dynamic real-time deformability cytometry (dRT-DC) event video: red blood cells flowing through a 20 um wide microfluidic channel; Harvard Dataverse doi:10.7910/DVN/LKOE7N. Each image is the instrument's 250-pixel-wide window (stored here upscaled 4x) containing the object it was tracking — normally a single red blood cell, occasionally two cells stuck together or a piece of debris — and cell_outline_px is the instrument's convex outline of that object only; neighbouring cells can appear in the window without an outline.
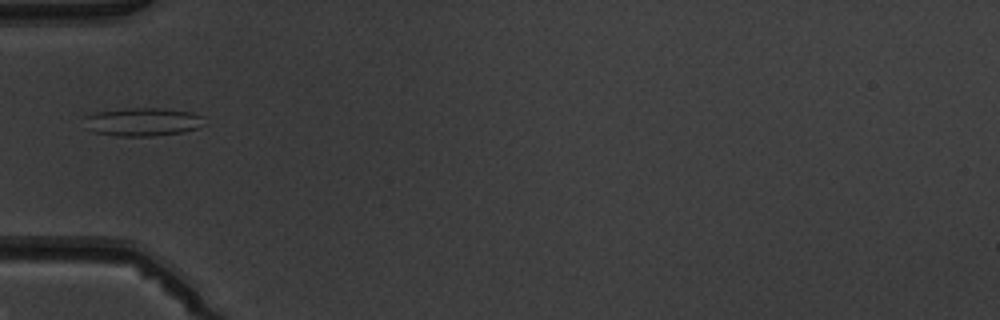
{"species": "common noctule bat (a hibernating species)", "species_latin": "Nyctalus noctula", "temperature_condition": "warm", "stored_images_in_passage": 1, "camera_frame_rate_fps": 3000, "um_per_image_px": 0.085, "animal": {"sex": "male", "body_mass_g": 19.5, "forearm_length_mm": 54.6}, "frame": {"image": 1, "passage_image": 1, "time_ms": 0.0, "image_size_px": [1000, 320], "cell_outline_px": [[208, 124], [184, 132], [152, 136], [116, 136], [92, 132], [84, 128], [84, 116], [96, 112], [128, 108], [164, 108], [192, 112], [204, 116]], "centroid_in_image_um": [12.14, 10.36], "position_along_channel_um": 72.9, "area_um2": 20.29}}